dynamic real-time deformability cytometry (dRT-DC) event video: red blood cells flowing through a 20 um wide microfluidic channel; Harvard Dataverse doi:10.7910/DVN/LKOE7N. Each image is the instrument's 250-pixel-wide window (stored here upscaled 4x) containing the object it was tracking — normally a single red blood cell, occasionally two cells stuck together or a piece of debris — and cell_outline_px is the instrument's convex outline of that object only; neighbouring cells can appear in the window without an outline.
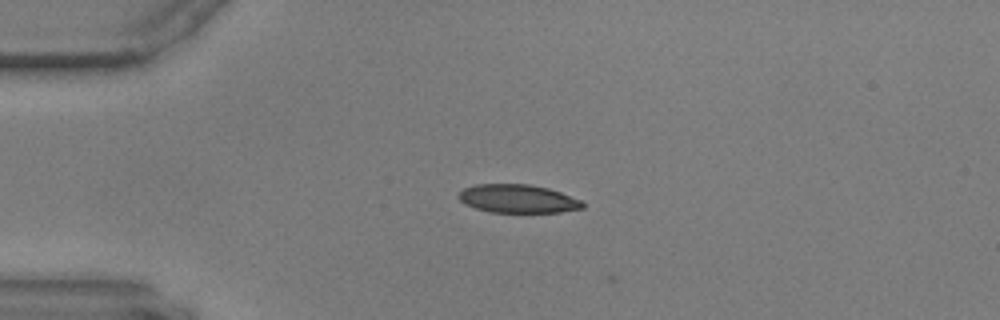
{"species": "common noctule bat (a hibernating species)", "species_latin": "Nyctalus noctula", "temperature_condition": "warm", "stored_images_in_passage": 3, "camera_frame_rate_fps": 3000, "um_per_image_px": 0.085, "animal": {"sex": "male", "body_mass_g": 17.9, "forearm_length_mm": 54.2}, "frame": {"image": 1, "passage_image": 1, "time_ms": 0.0, "image_size_px": [1000, 320], "cell_outline_px": [[584, 208], [560, 212], [488, 212], [464, 204], [456, 196], [464, 188], [476, 184], [532, 184], [548, 188], [560, 192], [580, 200], [584, 204]], "centroid_in_image_um": [43.99, 16.89], "position_along_channel_um": 41.0, "area_um2": 20.52}}